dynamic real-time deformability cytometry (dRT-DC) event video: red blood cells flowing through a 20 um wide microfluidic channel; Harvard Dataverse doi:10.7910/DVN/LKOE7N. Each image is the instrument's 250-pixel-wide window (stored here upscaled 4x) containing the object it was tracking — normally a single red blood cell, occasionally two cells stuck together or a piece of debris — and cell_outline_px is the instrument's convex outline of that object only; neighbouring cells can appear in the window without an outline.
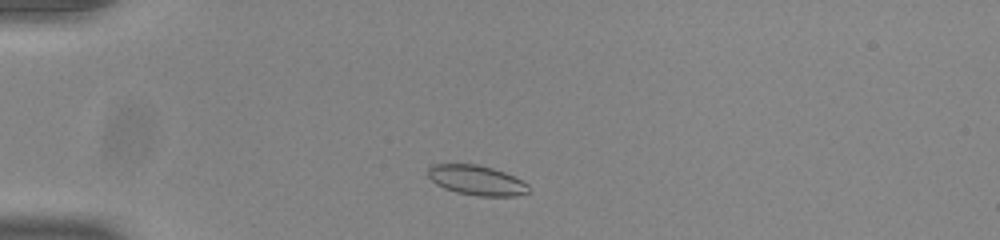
{"species": "common noctule bat (a hibernating species)", "species_latin": "Nyctalus noctula", "temperature_condition": "room temperature", "stored_images_in_passage": 43, "camera_frame_rate_fps": 3000, "um_per_image_px": 0.085, "animal": {"sex": "male", "body_mass_g": 20.0, "forearm_length_mm": 53.3}, "frame": {"image": 1, "passage_image": 4, "time_ms": 1.0, "image_size_px": [1000, 240], "cell_outline_px": [[528, 192], [516, 196], [476, 196], [456, 192], [444, 188], [436, 184], [428, 176], [428, 168], [432, 164], [476, 164], [492, 168], [504, 172], [528, 184]], "centroid_in_image_um": [40.48, 15.32], "position_along_channel_um": 44.5, "area_um2": 17.4}}
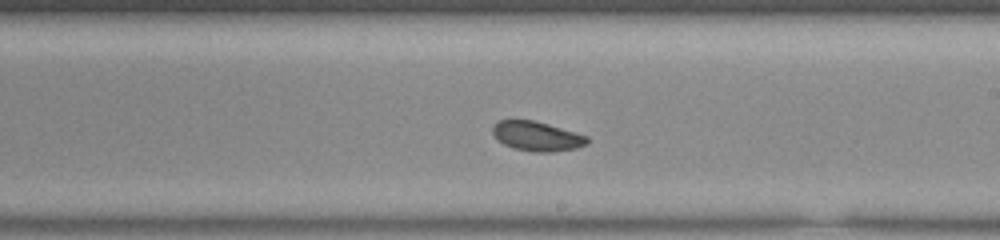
{"frame": {"image": 2, "passage_image": 22, "time_ms": 7.0, "image_size_px": [1000, 240], "cell_outline_px": [[588, 144], [576, 148], [552, 152], [532, 152], [512, 148], [504, 144], [492, 132], [492, 124], [500, 120], [532, 120], [548, 124], [576, 132], [588, 136]], "centroid_in_image_um": [45.65, 11.58], "position_along_channel_um": 243.4, "area_um2": 16.3}}
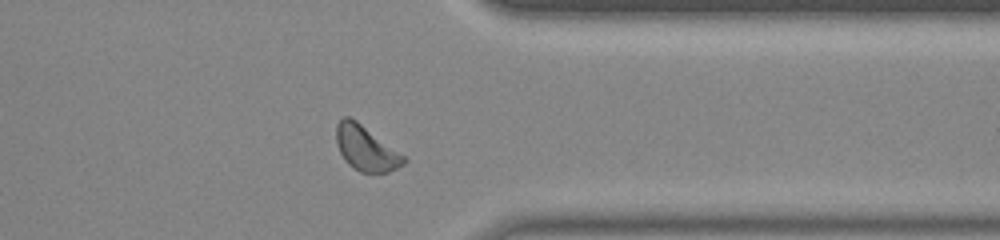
{"frame": {"image": 3, "passage_image": 33, "time_ms": 10.667, "image_size_px": [1000, 240], "cell_outline_px": [[408, 160], [404, 164], [388, 172], [360, 172], [348, 164], [344, 160], [336, 144], [336, 124], [344, 116], [348, 116], [356, 120], [408, 156]], "centroid_in_image_um": [31.14, 12.6], "position_along_channel_um": 380.3, "area_um2": 17.98}, "authors_computed_cell_mechanics": {"area_um2": 17.1666, "velocity_mm_per_s": 3.8442, "shape_relaxation_time_tau1_ms": 3.1291, "shape_relaxation_time_tau2_ms": 3.0377, "deformation_change_tau1": 0.0743, "deformation_change_tau2": 0.0587}}